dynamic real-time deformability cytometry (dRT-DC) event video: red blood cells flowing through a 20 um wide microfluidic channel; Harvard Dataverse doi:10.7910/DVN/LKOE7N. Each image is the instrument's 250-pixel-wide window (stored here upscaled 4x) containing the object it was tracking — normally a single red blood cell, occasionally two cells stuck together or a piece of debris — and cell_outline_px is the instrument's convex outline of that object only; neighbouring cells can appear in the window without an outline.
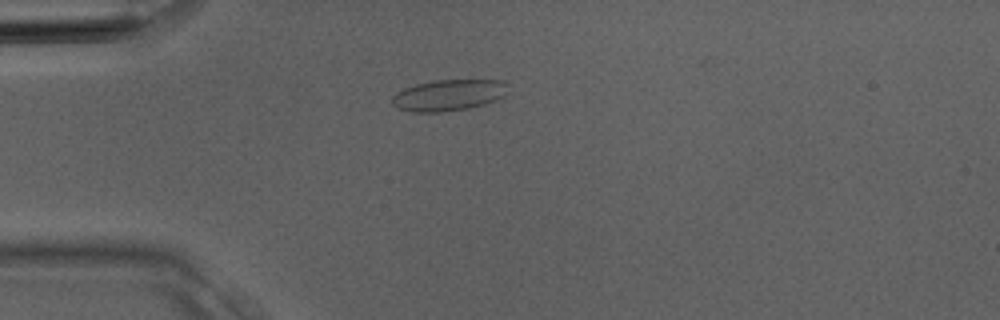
{"species": "Egyptian fruit bat (a non-hibernating species)", "species_latin": "Rousettus aegyptiacus", "temperature_condition": "room temperature", "stored_images_in_passage": 3, "camera_frame_rate_fps": 3000, "um_per_image_px": 0.085, "animal": {"sex": "male"}, "frame": {"image": 1, "passage_image": 3, "time_ms": 0.667, "image_size_px": [1000, 320], "cell_outline_px": [[508, 84], [504, 96], [496, 100], [484, 104], [468, 108], [440, 112], [412, 112], [396, 108], [392, 104], [392, 96], [396, 92], [404, 88], [416, 84], [432, 80], [504, 80]], "centroid_in_image_um": [38.1, 8.08], "position_along_channel_um": 46.9, "area_um2": 21.21}}